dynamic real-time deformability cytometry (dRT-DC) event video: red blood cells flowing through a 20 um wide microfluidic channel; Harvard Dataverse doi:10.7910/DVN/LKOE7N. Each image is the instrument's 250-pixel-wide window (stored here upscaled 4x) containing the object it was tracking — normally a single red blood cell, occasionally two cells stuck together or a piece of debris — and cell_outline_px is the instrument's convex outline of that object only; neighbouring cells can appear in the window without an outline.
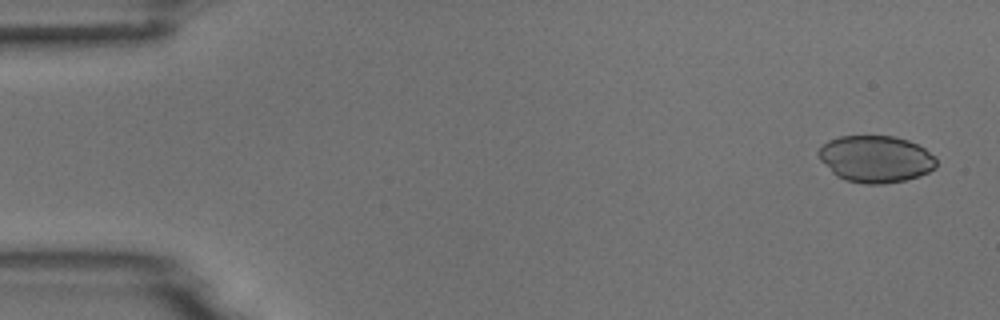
{"species": "common noctule bat (a hibernating species)", "species_latin": "Nyctalus noctula", "temperature_condition": "room temperature", "stored_images_in_passage": 9, "camera_frame_rate_fps": 3000, "um_per_image_px": 0.085, "animal": {"sex": "male", "body_mass_g": 18.8}, "frame": {"image": 1, "passage_image": 1, "time_ms": 0.0, "image_size_px": [1000, 320], "cell_outline_px": [[936, 168], [920, 176], [904, 180], [884, 184], [864, 184], [844, 180], [836, 176], [820, 160], [816, 152], [828, 140], [840, 136], [892, 136], [908, 140], [924, 148], [936, 156]], "centroid_in_image_um": [74.43, 13.52], "position_along_channel_um": 10.6, "area_um2": 32.37}}